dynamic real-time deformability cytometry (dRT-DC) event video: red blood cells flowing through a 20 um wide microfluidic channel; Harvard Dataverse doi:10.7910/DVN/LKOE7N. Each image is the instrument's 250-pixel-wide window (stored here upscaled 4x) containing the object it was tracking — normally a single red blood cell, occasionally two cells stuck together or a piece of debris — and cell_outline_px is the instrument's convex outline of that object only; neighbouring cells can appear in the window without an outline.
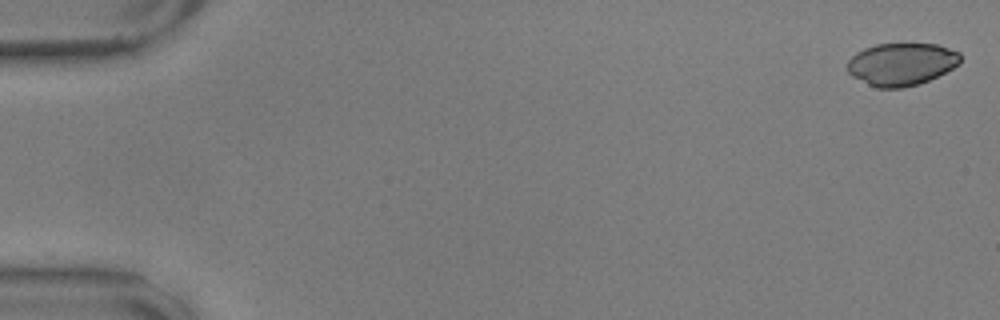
{"species": "common noctule bat (a hibernating species)", "species_latin": "Nyctalus noctula", "temperature_condition": "warm", "stored_images_in_passage": 14, "camera_frame_rate_fps": 3000, "um_per_image_px": 0.085, "animal": {"sex": "male", "body_mass_g": 17.9, "forearm_length_mm": 54.2}, "frame": {"image": 1, "passage_image": 1, "time_ms": 0.0, "image_size_px": [1000, 320], "cell_outline_px": [[960, 64], [928, 80], [904, 88], [876, 88], [852, 76], [848, 72], [848, 60], [856, 52], [864, 48], [876, 44], [936, 44], [960, 52]], "centroid_in_image_um": [76.61, 5.45], "position_along_channel_um": 8.4, "area_um2": 27.86}}